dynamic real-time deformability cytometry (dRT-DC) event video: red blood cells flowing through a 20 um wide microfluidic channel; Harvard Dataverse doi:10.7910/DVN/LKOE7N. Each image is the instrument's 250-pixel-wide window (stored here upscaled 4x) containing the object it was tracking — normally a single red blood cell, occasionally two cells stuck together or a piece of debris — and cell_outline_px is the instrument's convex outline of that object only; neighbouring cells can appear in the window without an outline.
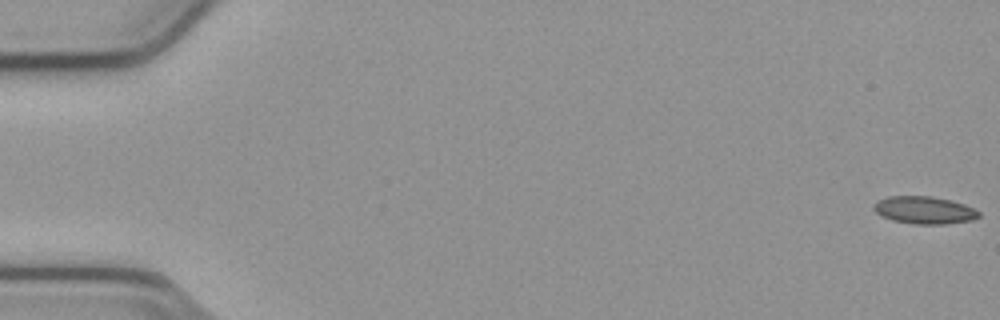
{"species": "common noctule bat (a hibernating species)", "species_latin": "Nyctalus noctula", "temperature_condition": "cold", "stored_images_in_passage": 55, "camera_frame_rate_fps": 3000, "um_per_image_px": 0.085, "animal": {"sex": "male", "body_mass_g": 23.1, "forearm_length_mm": 52.7}, "frame": {"image": 1, "passage_image": 1, "time_ms": 0.0, "image_size_px": [1000, 320], "cell_outline_px": [[980, 216], [972, 220], [948, 224], [916, 224], [892, 220], [876, 212], [872, 208], [872, 204], [888, 196], [932, 196], [964, 204], [980, 212]], "centroid_in_image_um": [78.57, 17.86], "position_along_channel_um": 6.4, "area_um2": 16.7}}
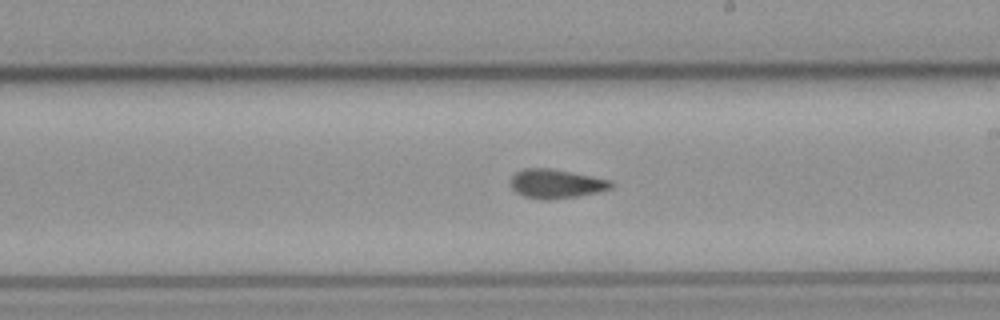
{"frame": {"image": 2, "passage_image": 32, "time_ms": 10.333, "image_size_px": [1000, 320], "cell_outline_px": [[616, 184], [612, 188], [580, 196], [548, 200], [544, 200], [524, 196], [516, 192], [512, 188], [512, 176], [516, 172], [524, 168], [552, 168], [612, 180]], "centroid_in_image_um": [47.31, 15.61], "position_along_channel_um": 241.7, "area_um2": 17.11}}
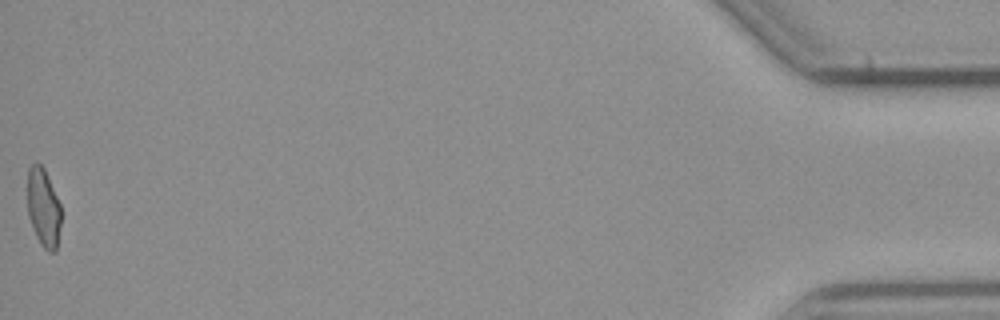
{"frame": {"image": 3, "passage_image": 55, "time_ms": 18.0, "image_size_px": [1000, 320], "cell_outline_px": [[60, 224], [56, 252], [48, 252], [40, 244], [36, 236], [28, 216], [28, 168], [32, 164], [40, 164], [44, 168], [60, 204]], "centroid_in_image_um": [3.69, 17.68], "position_along_channel_um": 431.5, "area_um2": 15.2}, "authors_computed_cell_mechanics": {"area_um2": 16.7042, "velocity_mm_per_s": 3.8121, "shape_relaxation_time_tau1_ms": null, "shape_relaxation_time_tau2_ms": 2.8636, "deformation_change_tau1": null, "deformation_change_tau2": 0.1013}}